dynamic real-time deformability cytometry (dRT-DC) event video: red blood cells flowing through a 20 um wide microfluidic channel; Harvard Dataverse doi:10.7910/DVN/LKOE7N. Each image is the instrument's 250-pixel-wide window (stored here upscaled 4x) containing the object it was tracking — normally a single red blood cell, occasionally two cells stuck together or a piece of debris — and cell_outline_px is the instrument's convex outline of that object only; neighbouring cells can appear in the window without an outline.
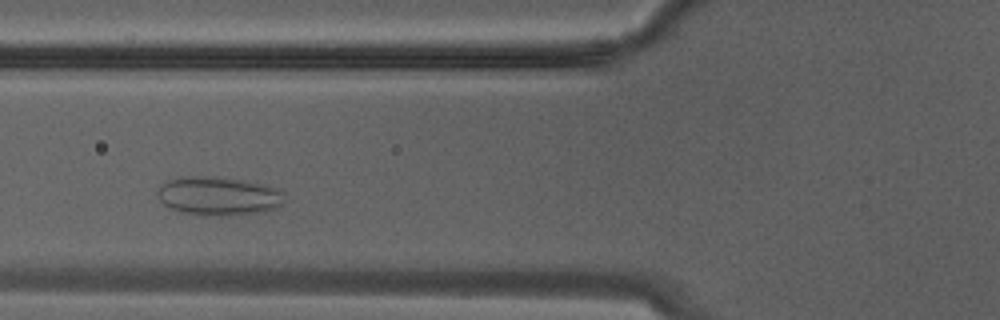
{"species": "Egyptian fruit bat (a non-hibernating species)", "species_latin": "Rousettus aegyptiacus", "temperature_condition": "warm", "stored_images_in_passage": 13, "camera_frame_rate_fps": 3000, "um_per_image_px": 0.085, "animal": {"sex": "male"}, "frame": {"image": 1, "passage_image": 6, "time_ms": 1.667, "image_size_px": [1000, 320], "cell_outline_px": [[284, 200], [276, 208], [260, 212], [220, 216], [204, 216], [180, 212], [164, 204], [156, 196], [156, 188], [168, 180], [180, 176], [216, 176], [240, 180], [280, 188], [284, 192]], "centroid_in_image_um": [18.53, 16.65], "position_along_channel_um": 107.3, "area_um2": 28.9}}
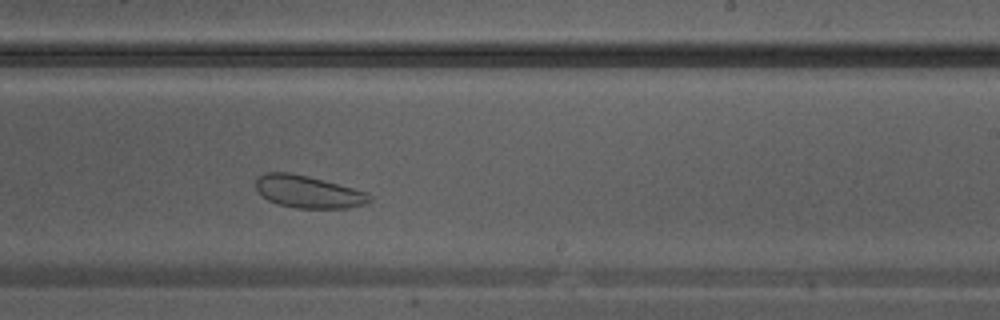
{"frame": {"image": 2, "passage_image": 13, "time_ms": 4.0, "image_size_px": [1000, 320], "cell_outline_px": [[372, 200], [368, 204], [348, 208], [296, 208], [280, 204], [268, 200], [256, 188], [256, 176], [264, 172], [288, 172], [308, 176], [352, 188], [364, 192], [372, 196]], "centroid_in_image_um": [26.2, 16.3], "position_along_channel_um": 262.8, "area_um2": 21.33}}